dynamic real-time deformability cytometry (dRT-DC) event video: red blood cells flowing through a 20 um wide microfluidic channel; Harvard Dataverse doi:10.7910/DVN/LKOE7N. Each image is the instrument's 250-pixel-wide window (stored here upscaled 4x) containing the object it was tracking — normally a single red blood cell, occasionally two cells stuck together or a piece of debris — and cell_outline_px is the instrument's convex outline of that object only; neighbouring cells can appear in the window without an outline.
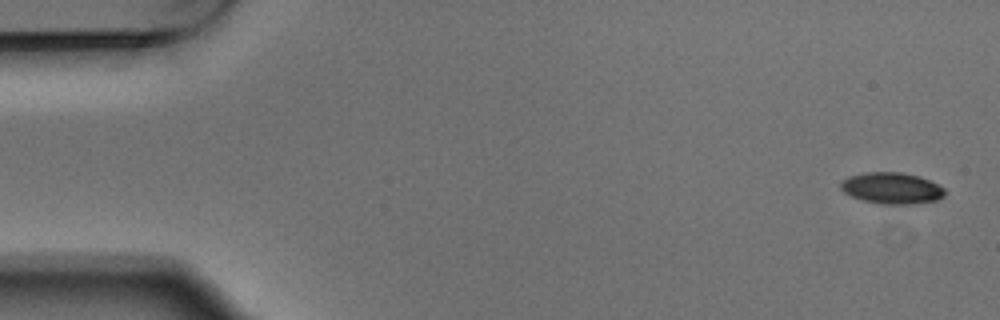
{"species": "Egyptian fruit bat (a non-hibernating species)", "species_latin": "Rousettus aegyptiacus", "temperature_condition": "warm", "stored_images_in_passage": 5, "camera_frame_rate_fps": 3000, "um_per_image_px": 0.085, "animal": {"sex": "male"}, "frame": {"image": 1, "passage_image": 1, "time_ms": 0.0, "image_size_px": [1000, 320], "cell_outline_px": [[944, 196], [936, 200], [912, 204], [880, 204], [860, 200], [844, 192], [840, 188], [840, 180], [848, 176], [864, 172], [900, 172], [916, 176], [928, 180], [944, 188]], "centroid_in_image_um": [75.73, 15.99], "position_along_channel_um": 9.3, "area_um2": 19.02}}
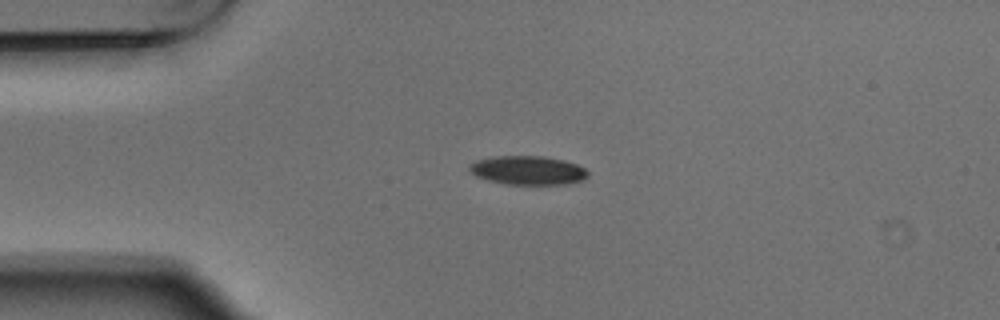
{"frame": {"image": 2, "passage_image": 4, "time_ms": 1.0, "image_size_px": [1000, 320], "cell_outline_px": [[588, 176], [584, 180], [564, 184], [504, 184], [488, 180], [476, 176], [468, 168], [468, 164], [476, 160], [492, 156], [544, 156], [564, 160], [576, 164], [584, 168], [588, 172]], "centroid_in_image_um": [44.85, 14.47], "position_along_channel_um": 40.1, "area_um2": 20.0}}